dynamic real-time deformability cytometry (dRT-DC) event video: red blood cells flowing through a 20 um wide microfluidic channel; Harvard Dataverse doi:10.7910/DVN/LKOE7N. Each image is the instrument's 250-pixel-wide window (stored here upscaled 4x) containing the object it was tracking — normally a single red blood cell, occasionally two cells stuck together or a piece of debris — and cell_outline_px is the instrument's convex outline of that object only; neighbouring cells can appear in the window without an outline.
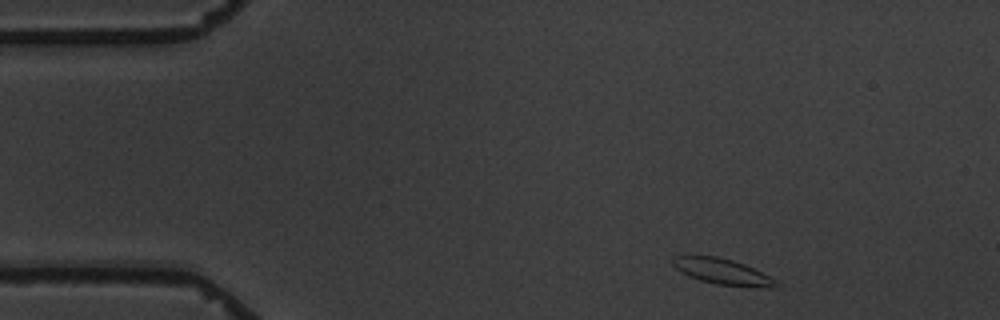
{"species": "common noctule bat (a hibernating species)", "species_latin": "Nyctalus noctula", "temperature_condition": "warm", "stored_images_in_passage": 10, "camera_frame_rate_fps": 3000, "um_per_image_px": 0.085, "animal": {"sex": "male", "body_mass_g": 19.5, "forearm_length_mm": 54.6}, "frame": {"image": 1, "passage_image": 1, "time_ms": 0.0, "image_size_px": [1000, 320], "cell_outline_px": [[780, 284], [776, 288], [768, 288], [716, 284], [700, 280], [688, 276], [680, 272], [672, 264], [672, 256], [716, 256], [732, 260], [744, 264], [776, 280]], "centroid_in_image_um": [61.4, 23.09], "position_along_channel_um": 23.6, "area_um2": 15.43}}
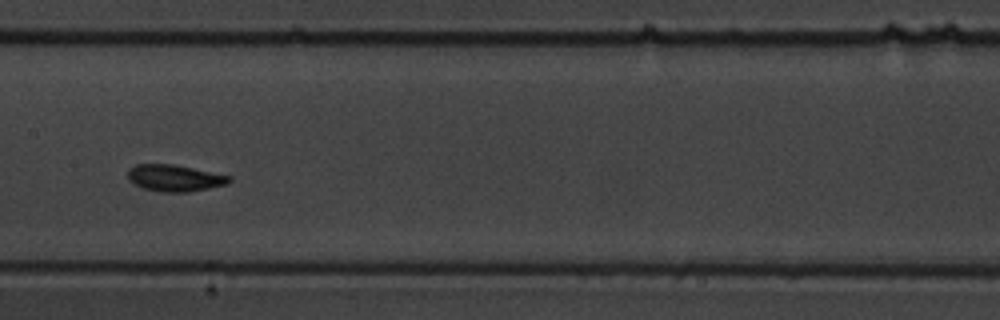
{"frame": {"image": 2, "passage_image": 6, "time_ms": 7.0, "image_size_px": [1000, 320], "cell_outline_px": [[232, 180], [228, 184], [188, 192], [164, 192], [144, 188], [128, 180], [128, 168], [136, 164], [172, 164], [232, 176]], "centroid_in_image_um": [14.86, 15.13], "position_along_channel_um": 192.5, "area_um2": 15.66}}
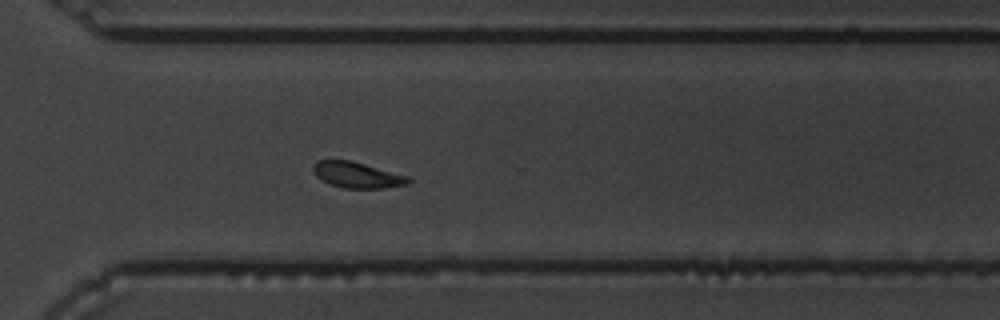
{"frame": {"image": 3, "passage_image": 10, "time_ms": 11.333, "image_size_px": [1000, 320], "cell_outline_px": [[412, 180], [408, 184], [384, 188], [344, 188], [332, 184], [316, 176], [312, 172], [312, 164], [316, 160], [352, 160], [408, 176]], "centroid_in_image_um": [30.35, 14.86], "position_along_channel_um": 340.3, "area_um2": 14.39}}